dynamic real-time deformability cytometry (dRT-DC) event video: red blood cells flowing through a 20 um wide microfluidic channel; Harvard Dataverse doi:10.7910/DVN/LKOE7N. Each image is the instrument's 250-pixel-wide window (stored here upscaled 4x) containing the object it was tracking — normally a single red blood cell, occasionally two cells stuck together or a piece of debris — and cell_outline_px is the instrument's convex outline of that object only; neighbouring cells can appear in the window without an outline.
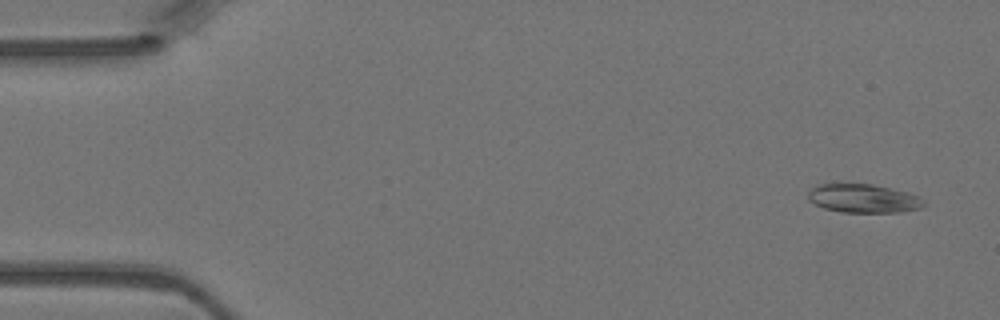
{"species": "Egyptian fruit bat (a non-hibernating species)", "species_latin": "Rousettus aegyptiacus", "temperature_condition": "warm", "stored_images_in_passage": 4, "camera_frame_rate_fps": 3000, "um_per_image_px": 0.085, "animal": {"sex": "female"}, "frame": {"image": 1, "passage_image": 1, "time_ms": 0.0, "image_size_px": [1000, 320], "cell_outline_px": [[924, 204], [920, 208], [900, 212], [840, 212], [824, 208], [808, 200], [808, 192], [816, 184], [872, 184], [908, 192], [920, 196], [924, 200]], "centroid_in_image_um": [73.39, 16.86], "position_along_channel_um": 11.6, "area_um2": 19.31}}
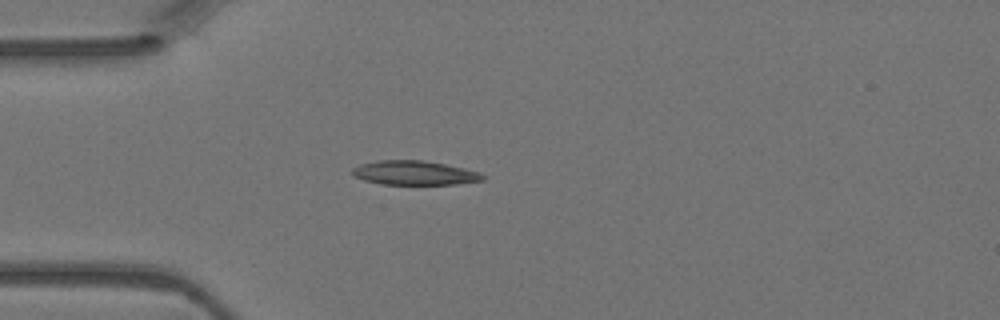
{"frame": {"image": 2, "passage_image": 4, "time_ms": 1.0, "image_size_px": [1000, 320], "cell_outline_px": [[484, 180], [456, 184], [380, 184], [364, 180], [356, 176], [352, 172], [352, 168], [360, 164], [380, 160], [424, 160], [464, 168], [480, 172], [484, 176]], "centroid_in_image_um": [35.24, 14.69], "position_along_channel_um": 49.8, "area_um2": 18.26}}